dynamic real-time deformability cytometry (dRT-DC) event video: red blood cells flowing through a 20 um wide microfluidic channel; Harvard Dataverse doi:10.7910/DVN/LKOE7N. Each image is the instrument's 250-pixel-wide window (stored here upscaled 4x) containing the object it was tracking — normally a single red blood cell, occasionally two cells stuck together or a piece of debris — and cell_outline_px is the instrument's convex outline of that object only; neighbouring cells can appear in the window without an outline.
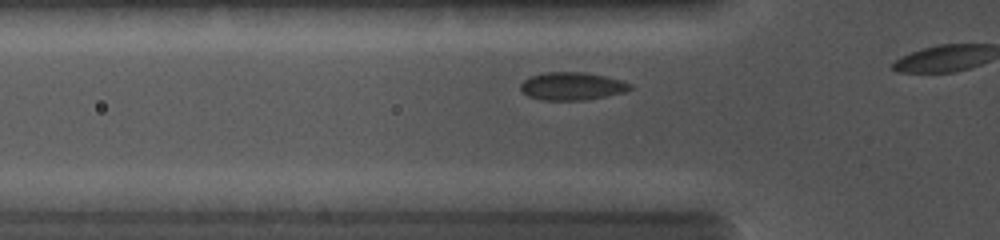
{"species": "common noctule bat (a hibernating species)", "species_latin": "Nyctalus noctula", "temperature_condition": "cold", "stored_images_in_passage": 17, "camera_frame_rate_fps": 5000, "um_per_image_px": 0.085, "animal": {"sex": "female", "body_mass_g": 19.0, "forearm_length_mm": 56.7}, "frame": {"image": 1, "passage_image": 10, "time_ms": 1.8, "image_size_px": [1000, 240], "cell_outline_px": [[632, 88], [624, 92], [584, 100], [540, 100], [528, 96], [520, 88], [520, 84], [524, 80], [532, 76], [544, 72], [580, 72], [604, 76], [620, 80], [632, 84]], "centroid_in_image_um": [48.6, 7.33], "position_along_channel_um": 77.2, "area_um2": 17.57}}